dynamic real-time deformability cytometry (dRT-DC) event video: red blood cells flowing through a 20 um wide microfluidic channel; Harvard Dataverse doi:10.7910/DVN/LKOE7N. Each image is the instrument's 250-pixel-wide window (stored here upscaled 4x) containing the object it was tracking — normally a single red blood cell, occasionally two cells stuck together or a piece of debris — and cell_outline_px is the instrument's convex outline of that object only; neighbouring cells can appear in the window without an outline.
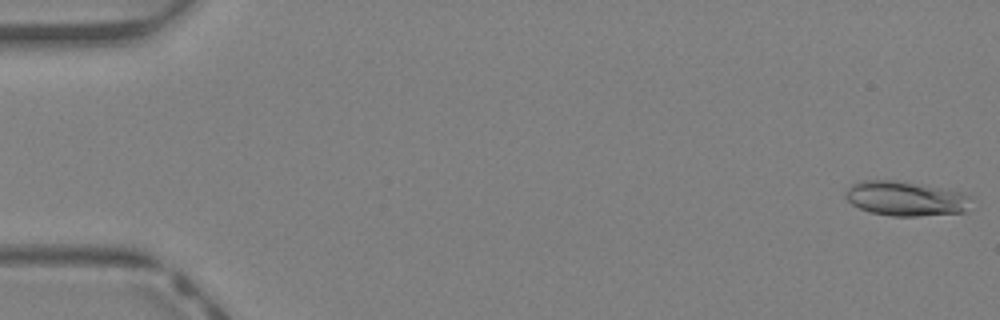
{"species": "Egyptian fruit bat (a non-hibernating species)", "species_latin": "Rousettus aegyptiacus", "temperature_condition": "warm", "stored_images_in_passage": 45, "camera_frame_rate_fps": 3000, "um_per_image_px": 0.085, "animal": {"sex": "female"}, "frame": {"image": 1, "passage_image": 1, "time_ms": 0.0, "image_size_px": [1000, 320], "cell_outline_px": [[972, 196], [964, 212], [916, 216], [892, 216], [872, 212], [860, 208], [852, 204], [844, 196], [848, 188], [852, 184], [864, 180], [896, 180], [920, 184], [964, 192]], "centroid_in_image_um": [76.98, 16.87], "position_along_channel_um": 8.0, "area_um2": 25.2}}
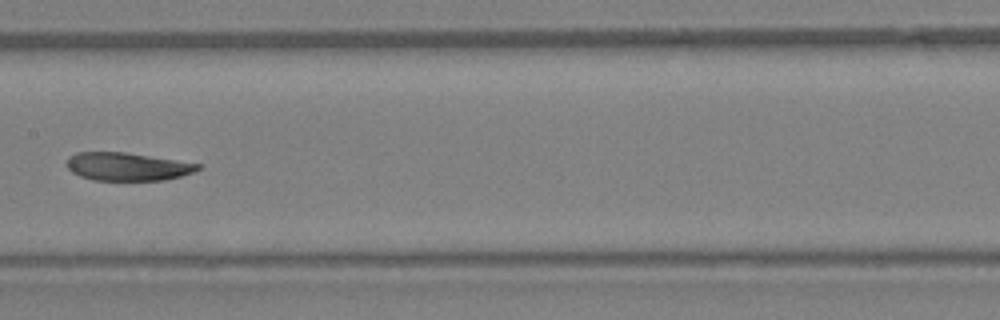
{"frame": {"image": 2, "passage_image": 23, "time_ms": 7.333, "image_size_px": [1000, 320], "cell_outline_px": [[204, 164], [200, 168], [192, 172], [180, 176], [164, 180], [92, 180], [80, 176], [72, 172], [68, 168], [68, 156], [76, 152], [124, 152]], "centroid_in_image_um": [10.83, 14.15], "position_along_channel_um": 196.6, "area_um2": 21.39}}
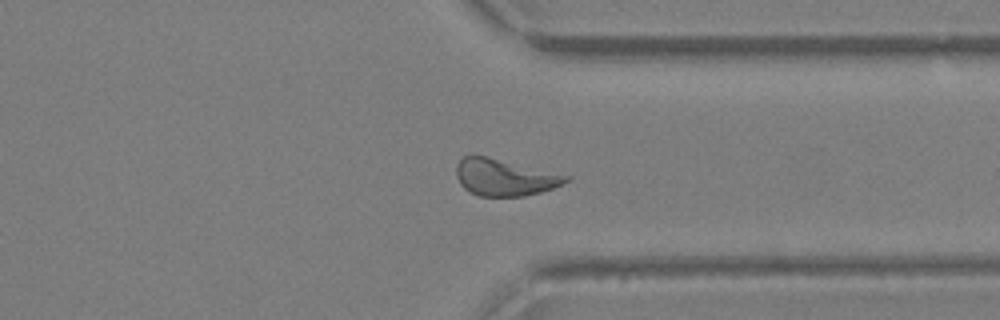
{"frame": {"image": 3, "passage_image": 34, "time_ms": 11.0, "image_size_px": [1000, 320], "cell_outline_px": [[572, 176], [568, 180], [552, 188], [540, 192], [524, 196], [480, 196], [464, 188], [460, 184], [456, 176], [456, 164], [464, 156], [488, 156]], "centroid_in_image_um": [42.88, 15.07], "position_along_channel_um": 368.5, "area_um2": 23.35}, "authors_computed_cell_mechanics": {"area_um2": 23.698, "velocity_mm_per_s": 4.6975, "shape_relaxation_time_tau1_ms": 6.0878, "shape_relaxation_time_tau2_ms": 4.5477, "deformation_change_tau1": 0.1801, "deformation_change_tau2": 0.1075}}